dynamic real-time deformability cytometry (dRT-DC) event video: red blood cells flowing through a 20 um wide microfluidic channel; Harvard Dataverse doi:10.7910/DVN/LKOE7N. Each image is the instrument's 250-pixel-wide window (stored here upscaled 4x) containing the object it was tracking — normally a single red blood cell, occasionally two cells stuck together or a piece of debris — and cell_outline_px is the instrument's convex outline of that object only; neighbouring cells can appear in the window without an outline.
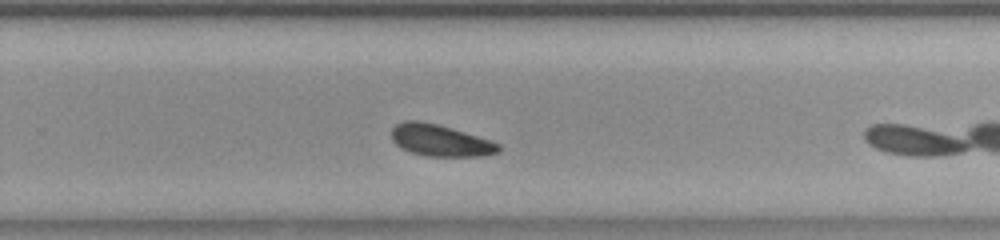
{"species": "common noctule bat (a hibernating species)", "species_latin": "Nyctalus noctula", "temperature_condition": "room temperature", "stored_images_in_passage": 32, "camera_frame_rate_fps": 3000, "um_per_image_px": 0.085, "animal": {"sex": "female", "body_mass_g": 23.0, "forearm_length_mm": 53.4}, "frame": {"image": 1, "passage_image": 20, "time_ms": 6.333, "image_size_px": [1000, 240], "cell_outline_px": [[500, 152], [484, 156], [428, 156], [412, 152], [400, 148], [392, 140], [392, 128], [396, 124], [404, 120], [416, 120], [436, 124], [452, 128], [500, 144]], "centroid_in_image_um": [37.4, 11.94], "position_along_channel_um": 292.4, "area_um2": 19.59}}
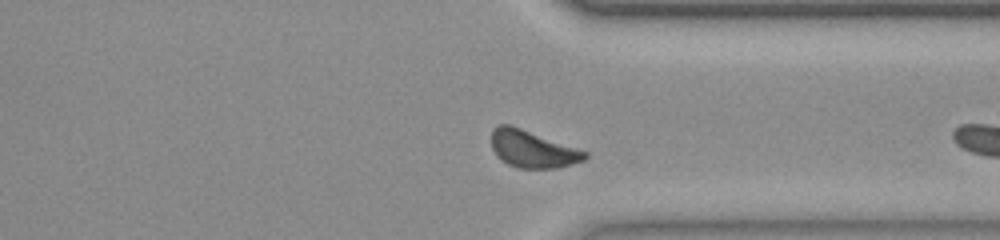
{"frame": {"image": 2, "passage_image": 26, "time_ms": 8.333, "image_size_px": [1000, 240], "cell_outline_px": [[588, 156], [584, 160], [572, 164], [556, 168], [516, 168], [508, 164], [496, 156], [492, 148], [492, 128], [500, 124], [508, 124], [520, 128], [588, 152]], "centroid_in_image_um": [45.24, 12.68], "position_along_channel_um": 366.2, "area_um2": 20.06}}